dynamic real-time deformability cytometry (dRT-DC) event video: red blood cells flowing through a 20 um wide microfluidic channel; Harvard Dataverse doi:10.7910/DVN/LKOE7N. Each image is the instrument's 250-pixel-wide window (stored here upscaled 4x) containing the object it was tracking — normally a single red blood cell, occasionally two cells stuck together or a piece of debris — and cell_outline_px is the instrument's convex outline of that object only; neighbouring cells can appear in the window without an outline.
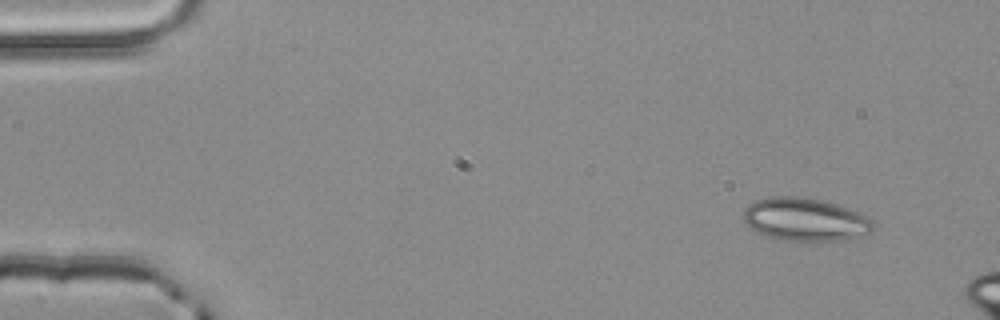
{"species": "common noctule bat (a hibernating species)", "species_latin": "Nyctalus noctula", "temperature_condition": "room temperature", "stored_images_in_passage": 2, "camera_frame_rate_fps": 3000, "um_per_image_px": 0.085, "animal": {"sex": "male", "body_mass_g": 20.4}, "frame": {"image": 1, "passage_image": 1, "time_ms": 0.0, "image_size_px": [1000, 320], "cell_outline_px": [[876, 228], [868, 236], [836, 240], [788, 240], [768, 236], [752, 228], [744, 220], [744, 208], [748, 204], [756, 200], [772, 196], [796, 196], [820, 200], [836, 204], [868, 216], [876, 224]], "centroid_in_image_um": [68.51, 18.65], "position_along_channel_um": 16.5, "area_um2": 32.37}}